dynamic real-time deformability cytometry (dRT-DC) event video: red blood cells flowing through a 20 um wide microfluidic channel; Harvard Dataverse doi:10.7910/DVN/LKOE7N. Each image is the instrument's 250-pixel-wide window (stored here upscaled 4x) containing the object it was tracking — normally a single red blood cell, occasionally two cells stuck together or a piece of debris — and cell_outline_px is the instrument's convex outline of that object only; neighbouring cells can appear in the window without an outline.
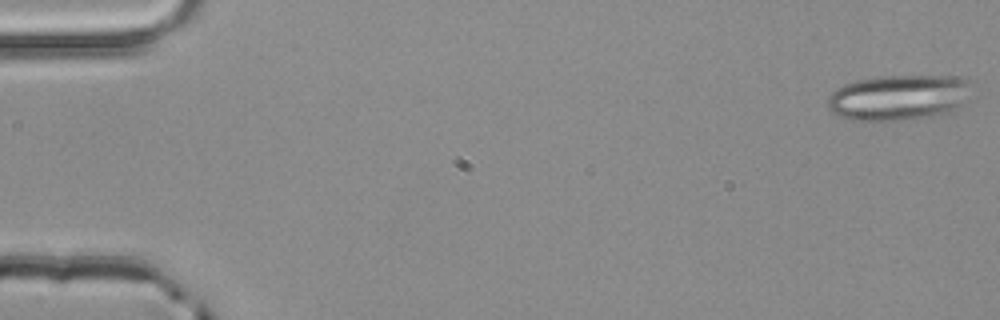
{"species": "common noctule bat (a hibernating species)", "species_latin": "Nyctalus noctula", "temperature_condition": "room temperature", "stored_images_in_passage": 4, "camera_frame_rate_fps": 3000, "um_per_image_px": 0.085, "animal": {"sex": "male", "body_mass_g": 20.4}, "frame": {"image": 1, "passage_image": 1, "time_ms": 0.0, "image_size_px": [1000, 320], "cell_outline_px": [[968, 80], [960, 104], [956, 112], [936, 116], [900, 120], [852, 120], [836, 116], [828, 108], [828, 96], [836, 88], [844, 84], [856, 80], [880, 76], [964, 76]], "centroid_in_image_um": [76.3, 8.29], "position_along_channel_um": 8.7, "area_um2": 38.03}}